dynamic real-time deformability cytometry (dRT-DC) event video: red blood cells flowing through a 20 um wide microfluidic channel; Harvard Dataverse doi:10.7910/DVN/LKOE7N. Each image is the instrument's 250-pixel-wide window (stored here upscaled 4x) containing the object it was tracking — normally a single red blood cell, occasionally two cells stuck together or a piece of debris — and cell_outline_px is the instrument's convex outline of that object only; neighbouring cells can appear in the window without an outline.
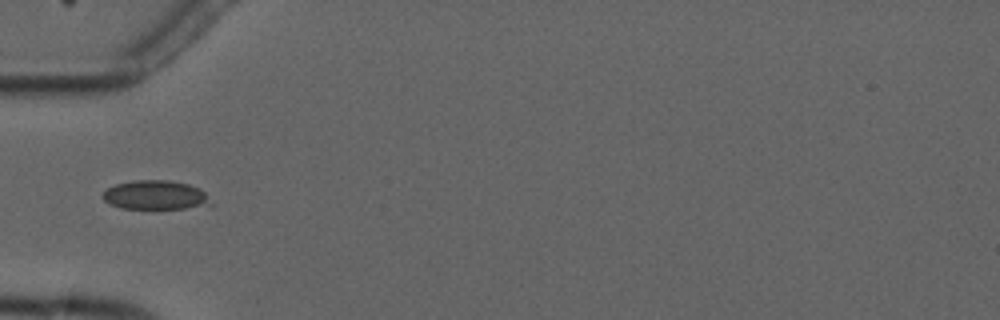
{"species": "common noctule bat (a hibernating species)", "species_latin": "Nyctalus noctula", "temperature_condition": "cold", "stored_images_in_passage": 8, "camera_frame_rate_fps": 3000, "um_per_image_px": 0.085, "animal": {"sex": "male", "forearm_length_mm": 52.5}, "frame": {"image": 1, "passage_image": 5, "time_ms": 4.667, "image_size_px": [1000, 320], "cell_outline_px": [[212, 204], [184, 208], [120, 208], [108, 204], [104, 200], [104, 192], [108, 188], [116, 184], [136, 180], [168, 180], [188, 184], [200, 188], [204, 192]], "centroid_in_image_um": [13.19, 16.57], "position_along_channel_um": 71.8, "area_um2": 18.03}}
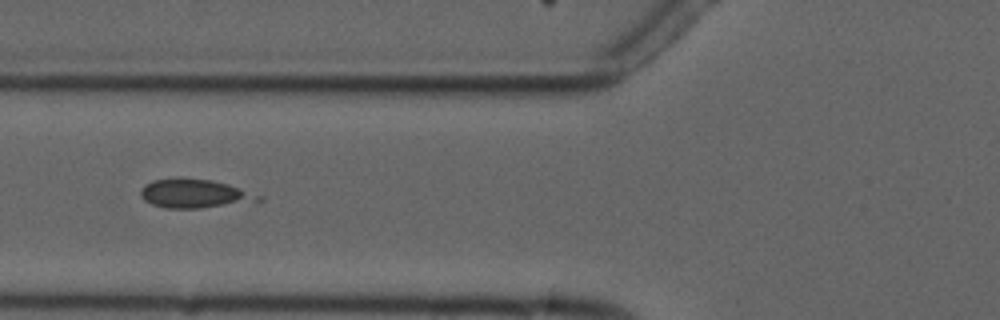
{"frame": {"image": 2, "passage_image": 6, "time_ms": 5.667, "image_size_px": [1000, 320], "cell_outline_px": [[248, 196], [236, 200], [220, 204], [200, 208], [164, 208], [152, 204], [144, 200], [140, 196], [140, 192], [144, 184], [152, 180], [180, 176], [212, 180], [228, 184], [236, 188]], "centroid_in_image_um": [16.03, 16.39], "position_along_channel_um": 109.8, "area_um2": 18.09}}
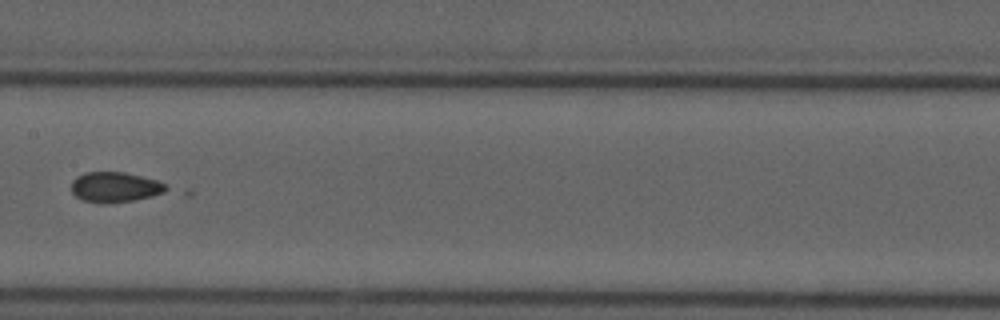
{"frame": {"image": 3, "passage_image": 8, "time_ms": 8.0, "image_size_px": [1000, 320], "cell_outline_px": [[168, 188], [164, 192], [152, 196], [136, 200], [108, 204], [100, 204], [84, 200], [76, 196], [72, 192], [72, 180], [76, 176], [84, 172], [124, 172], [156, 180], [164, 184]], "centroid_in_image_um": [9.74, 15.92], "position_along_channel_um": 197.7, "area_um2": 16.76}}